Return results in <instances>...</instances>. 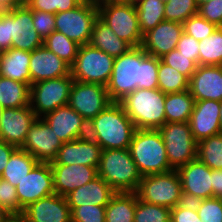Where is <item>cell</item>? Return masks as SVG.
Listing matches in <instances>:
<instances>
[{
  "mask_svg": "<svg viewBox=\"0 0 222 222\" xmlns=\"http://www.w3.org/2000/svg\"><path fill=\"white\" fill-rule=\"evenodd\" d=\"M158 66L159 58L148 55L142 47H132L116 57L106 86L110 100L119 102L136 89L158 88Z\"/></svg>",
  "mask_w": 222,
  "mask_h": 222,
  "instance_id": "1",
  "label": "cell"
},
{
  "mask_svg": "<svg viewBox=\"0 0 222 222\" xmlns=\"http://www.w3.org/2000/svg\"><path fill=\"white\" fill-rule=\"evenodd\" d=\"M136 128L119 102H112L87 125V136L102 150L129 149Z\"/></svg>",
  "mask_w": 222,
  "mask_h": 222,
  "instance_id": "2",
  "label": "cell"
},
{
  "mask_svg": "<svg viewBox=\"0 0 222 222\" xmlns=\"http://www.w3.org/2000/svg\"><path fill=\"white\" fill-rule=\"evenodd\" d=\"M129 151L142 177L173 170L168 162L165 144L158 129H136Z\"/></svg>",
  "mask_w": 222,
  "mask_h": 222,
  "instance_id": "3",
  "label": "cell"
},
{
  "mask_svg": "<svg viewBox=\"0 0 222 222\" xmlns=\"http://www.w3.org/2000/svg\"><path fill=\"white\" fill-rule=\"evenodd\" d=\"M165 97L158 88L136 89L119 103L136 129H159L165 124Z\"/></svg>",
  "mask_w": 222,
  "mask_h": 222,
  "instance_id": "4",
  "label": "cell"
},
{
  "mask_svg": "<svg viewBox=\"0 0 222 222\" xmlns=\"http://www.w3.org/2000/svg\"><path fill=\"white\" fill-rule=\"evenodd\" d=\"M97 171L116 192H136L142 178L129 149L102 150Z\"/></svg>",
  "mask_w": 222,
  "mask_h": 222,
  "instance_id": "5",
  "label": "cell"
},
{
  "mask_svg": "<svg viewBox=\"0 0 222 222\" xmlns=\"http://www.w3.org/2000/svg\"><path fill=\"white\" fill-rule=\"evenodd\" d=\"M136 194L141 201L170 209L184 202L177 170L143 176Z\"/></svg>",
  "mask_w": 222,
  "mask_h": 222,
  "instance_id": "6",
  "label": "cell"
},
{
  "mask_svg": "<svg viewBox=\"0 0 222 222\" xmlns=\"http://www.w3.org/2000/svg\"><path fill=\"white\" fill-rule=\"evenodd\" d=\"M114 61L113 56L85 44L78 49L70 75L75 81L97 83L106 87L112 75Z\"/></svg>",
  "mask_w": 222,
  "mask_h": 222,
  "instance_id": "7",
  "label": "cell"
},
{
  "mask_svg": "<svg viewBox=\"0 0 222 222\" xmlns=\"http://www.w3.org/2000/svg\"><path fill=\"white\" fill-rule=\"evenodd\" d=\"M98 17L132 47H141L143 34L139 29L136 6L111 0L98 7Z\"/></svg>",
  "mask_w": 222,
  "mask_h": 222,
  "instance_id": "8",
  "label": "cell"
},
{
  "mask_svg": "<svg viewBox=\"0 0 222 222\" xmlns=\"http://www.w3.org/2000/svg\"><path fill=\"white\" fill-rule=\"evenodd\" d=\"M162 135L170 167L177 170L197 157V141L189 122L165 123L158 129Z\"/></svg>",
  "mask_w": 222,
  "mask_h": 222,
  "instance_id": "9",
  "label": "cell"
},
{
  "mask_svg": "<svg viewBox=\"0 0 222 222\" xmlns=\"http://www.w3.org/2000/svg\"><path fill=\"white\" fill-rule=\"evenodd\" d=\"M73 82L72 76L67 75L32 84L29 105L36 116L41 118L48 112L68 105Z\"/></svg>",
  "mask_w": 222,
  "mask_h": 222,
  "instance_id": "10",
  "label": "cell"
},
{
  "mask_svg": "<svg viewBox=\"0 0 222 222\" xmlns=\"http://www.w3.org/2000/svg\"><path fill=\"white\" fill-rule=\"evenodd\" d=\"M98 7L80 3L74 9L55 14V31L63 33L80 46L89 44Z\"/></svg>",
  "mask_w": 222,
  "mask_h": 222,
  "instance_id": "11",
  "label": "cell"
},
{
  "mask_svg": "<svg viewBox=\"0 0 222 222\" xmlns=\"http://www.w3.org/2000/svg\"><path fill=\"white\" fill-rule=\"evenodd\" d=\"M111 103L105 86L74 80L68 105L81 115L87 123Z\"/></svg>",
  "mask_w": 222,
  "mask_h": 222,
  "instance_id": "12",
  "label": "cell"
},
{
  "mask_svg": "<svg viewBox=\"0 0 222 222\" xmlns=\"http://www.w3.org/2000/svg\"><path fill=\"white\" fill-rule=\"evenodd\" d=\"M184 201L195 202L213 197V169L197 158L177 169Z\"/></svg>",
  "mask_w": 222,
  "mask_h": 222,
  "instance_id": "13",
  "label": "cell"
},
{
  "mask_svg": "<svg viewBox=\"0 0 222 222\" xmlns=\"http://www.w3.org/2000/svg\"><path fill=\"white\" fill-rule=\"evenodd\" d=\"M19 208L24 211L31 203L55 193L50 163L38 162L17 184Z\"/></svg>",
  "mask_w": 222,
  "mask_h": 222,
  "instance_id": "14",
  "label": "cell"
},
{
  "mask_svg": "<svg viewBox=\"0 0 222 222\" xmlns=\"http://www.w3.org/2000/svg\"><path fill=\"white\" fill-rule=\"evenodd\" d=\"M62 144L50 126L42 118H37L30 126L21 149L39 162L50 163L56 158Z\"/></svg>",
  "mask_w": 222,
  "mask_h": 222,
  "instance_id": "15",
  "label": "cell"
},
{
  "mask_svg": "<svg viewBox=\"0 0 222 222\" xmlns=\"http://www.w3.org/2000/svg\"><path fill=\"white\" fill-rule=\"evenodd\" d=\"M37 118L30 105L4 109L0 121V141L21 148L30 126Z\"/></svg>",
  "mask_w": 222,
  "mask_h": 222,
  "instance_id": "16",
  "label": "cell"
},
{
  "mask_svg": "<svg viewBox=\"0 0 222 222\" xmlns=\"http://www.w3.org/2000/svg\"><path fill=\"white\" fill-rule=\"evenodd\" d=\"M41 118L62 143L87 136L88 123L69 105L48 112Z\"/></svg>",
  "mask_w": 222,
  "mask_h": 222,
  "instance_id": "17",
  "label": "cell"
},
{
  "mask_svg": "<svg viewBox=\"0 0 222 222\" xmlns=\"http://www.w3.org/2000/svg\"><path fill=\"white\" fill-rule=\"evenodd\" d=\"M101 152L102 148L100 145L89 136H85L63 143L58 150L56 158L50 164H79L98 167Z\"/></svg>",
  "mask_w": 222,
  "mask_h": 222,
  "instance_id": "18",
  "label": "cell"
},
{
  "mask_svg": "<svg viewBox=\"0 0 222 222\" xmlns=\"http://www.w3.org/2000/svg\"><path fill=\"white\" fill-rule=\"evenodd\" d=\"M183 24L163 21L143 34L141 47L151 56L161 58L175 50L183 33Z\"/></svg>",
  "mask_w": 222,
  "mask_h": 222,
  "instance_id": "19",
  "label": "cell"
},
{
  "mask_svg": "<svg viewBox=\"0 0 222 222\" xmlns=\"http://www.w3.org/2000/svg\"><path fill=\"white\" fill-rule=\"evenodd\" d=\"M25 222H72L71 209L65 197L56 193L31 203L23 211Z\"/></svg>",
  "mask_w": 222,
  "mask_h": 222,
  "instance_id": "20",
  "label": "cell"
},
{
  "mask_svg": "<svg viewBox=\"0 0 222 222\" xmlns=\"http://www.w3.org/2000/svg\"><path fill=\"white\" fill-rule=\"evenodd\" d=\"M220 110L221 101H195L189 124L193 138L197 142L221 133Z\"/></svg>",
  "mask_w": 222,
  "mask_h": 222,
  "instance_id": "21",
  "label": "cell"
},
{
  "mask_svg": "<svg viewBox=\"0 0 222 222\" xmlns=\"http://www.w3.org/2000/svg\"><path fill=\"white\" fill-rule=\"evenodd\" d=\"M188 90L195 101L222 102V66L198 65L189 79Z\"/></svg>",
  "mask_w": 222,
  "mask_h": 222,
  "instance_id": "22",
  "label": "cell"
},
{
  "mask_svg": "<svg viewBox=\"0 0 222 222\" xmlns=\"http://www.w3.org/2000/svg\"><path fill=\"white\" fill-rule=\"evenodd\" d=\"M71 66L63 61L45 45L30 52L29 72L31 75V85L70 75Z\"/></svg>",
  "mask_w": 222,
  "mask_h": 222,
  "instance_id": "23",
  "label": "cell"
},
{
  "mask_svg": "<svg viewBox=\"0 0 222 222\" xmlns=\"http://www.w3.org/2000/svg\"><path fill=\"white\" fill-rule=\"evenodd\" d=\"M11 48L32 52L43 45V39L33 27L32 10L24 5L11 10Z\"/></svg>",
  "mask_w": 222,
  "mask_h": 222,
  "instance_id": "24",
  "label": "cell"
},
{
  "mask_svg": "<svg viewBox=\"0 0 222 222\" xmlns=\"http://www.w3.org/2000/svg\"><path fill=\"white\" fill-rule=\"evenodd\" d=\"M55 193L65 197L75 188L81 187L98 176V167L86 165L50 164Z\"/></svg>",
  "mask_w": 222,
  "mask_h": 222,
  "instance_id": "25",
  "label": "cell"
},
{
  "mask_svg": "<svg viewBox=\"0 0 222 222\" xmlns=\"http://www.w3.org/2000/svg\"><path fill=\"white\" fill-rule=\"evenodd\" d=\"M116 191L108 185L100 176L95 177L89 183L75 188L65 196L69 207L83 205L106 206Z\"/></svg>",
  "mask_w": 222,
  "mask_h": 222,
  "instance_id": "26",
  "label": "cell"
},
{
  "mask_svg": "<svg viewBox=\"0 0 222 222\" xmlns=\"http://www.w3.org/2000/svg\"><path fill=\"white\" fill-rule=\"evenodd\" d=\"M30 52L10 48L0 54V76L31 86Z\"/></svg>",
  "mask_w": 222,
  "mask_h": 222,
  "instance_id": "27",
  "label": "cell"
},
{
  "mask_svg": "<svg viewBox=\"0 0 222 222\" xmlns=\"http://www.w3.org/2000/svg\"><path fill=\"white\" fill-rule=\"evenodd\" d=\"M89 44L114 58L127 53L132 46L120 39L99 17L94 22Z\"/></svg>",
  "mask_w": 222,
  "mask_h": 222,
  "instance_id": "28",
  "label": "cell"
},
{
  "mask_svg": "<svg viewBox=\"0 0 222 222\" xmlns=\"http://www.w3.org/2000/svg\"><path fill=\"white\" fill-rule=\"evenodd\" d=\"M136 192H116L105 206V222H134Z\"/></svg>",
  "mask_w": 222,
  "mask_h": 222,
  "instance_id": "29",
  "label": "cell"
},
{
  "mask_svg": "<svg viewBox=\"0 0 222 222\" xmlns=\"http://www.w3.org/2000/svg\"><path fill=\"white\" fill-rule=\"evenodd\" d=\"M195 99L189 90L169 93L165 97V123L189 122Z\"/></svg>",
  "mask_w": 222,
  "mask_h": 222,
  "instance_id": "30",
  "label": "cell"
},
{
  "mask_svg": "<svg viewBox=\"0 0 222 222\" xmlns=\"http://www.w3.org/2000/svg\"><path fill=\"white\" fill-rule=\"evenodd\" d=\"M38 162L29 152L17 148L10 156L0 178L16 187Z\"/></svg>",
  "mask_w": 222,
  "mask_h": 222,
  "instance_id": "31",
  "label": "cell"
},
{
  "mask_svg": "<svg viewBox=\"0 0 222 222\" xmlns=\"http://www.w3.org/2000/svg\"><path fill=\"white\" fill-rule=\"evenodd\" d=\"M0 104L4 109L29 106L30 86L0 76Z\"/></svg>",
  "mask_w": 222,
  "mask_h": 222,
  "instance_id": "32",
  "label": "cell"
},
{
  "mask_svg": "<svg viewBox=\"0 0 222 222\" xmlns=\"http://www.w3.org/2000/svg\"><path fill=\"white\" fill-rule=\"evenodd\" d=\"M196 158L210 169H222V133L200 140Z\"/></svg>",
  "mask_w": 222,
  "mask_h": 222,
  "instance_id": "33",
  "label": "cell"
},
{
  "mask_svg": "<svg viewBox=\"0 0 222 222\" xmlns=\"http://www.w3.org/2000/svg\"><path fill=\"white\" fill-rule=\"evenodd\" d=\"M165 4L161 0H145L136 6L139 29L142 34L165 21Z\"/></svg>",
  "mask_w": 222,
  "mask_h": 222,
  "instance_id": "34",
  "label": "cell"
},
{
  "mask_svg": "<svg viewBox=\"0 0 222 222\" xmlns=\"http://www.w3.org/2000/svg\"><path fill=\"white\" fill-rule=\"evenodd\" d=\"M158 89L164 94L183 92L189 89V79L159 58Z\"/></svg>",
  "mask_w": 222,
  "mask_h": 222,
  "instance_id": "35",
  "label": "cell"
},
{
  "mask_svg": "<svg viewBox=\"0 0 222 222\" xmlns=\"http://www.w3.org/2000/svg\"><path fill=\"white\" fill-rule=\"evenodd\" d=\"M199 65L222 66V27L199 41Z\"/></svg>",
  "mask_w": 222,
  "mask_h": 222,
  "instance_id": "36",
  "label": "cell"
},
{
  "mask_svg": "<svg viewBox=\"0 0 222 222\" xmlns=\"http://www.w3.org/2000/svg\"><path fill=\"white\" fill-rule=\"evenodd\" d=\"M43 45L70 66L74 63L80 47L79 44L58 31H53L45 40H43Z\"/></svg>",
  "mask_w": 222,
  "mask_h": 222,
  "instance_id": "37",
  "label": "cell"
},
{
  "mask_svg": "<svg viewBox=\"0 0 222 222\" xmlns=\"http://www.w3.org/2000/svg\"><path fill=\"white\" fill-rule=\"evenodd\" d=\"M134 222H171V209L165 206L150 204L138 198Z\"/></svg>",
  "mask_w": 222,
  "mask_h": 222,
  "instance_id": "38",
  "label": "cell"
},
{
  "mask_svg": "<svg viewBox=\"0 0 222 222\" xmlns=\"http://www.w3.org/2000/svg\"><path fill=\"white\" fill-rule=\"evenodd\" d=\"M198 14L195 0H169L165 3V21L183 24L188 18Z\"/></svg>",
  "mask_w": 222,
  "mask_h": 222,
  "instance_id": "39",
  "label": "cell"
},
{
  "mask_svg": "<svg viewBox=\"0 0 222 222\" xmlns=\"http://www.w3.org/2000/svg\"><path fill=\"white\" fill-rule=\"evenodd\" d=\"M202 222H222V198L212 197L193 202Z\"/></svg>",
  "mask_w": 222,
  "mask_h": 222,
  "instance_id": "40",
  "label": "cell"
},
{
  "mask_svg": "<svg viewBox=\"0 0 222 222\" xmlns=\"http://www.w3.org/2000/svg\"><path fill=\"white\" fill-rule=\"evenodd\" d=\"M217 28L218 26L208 22L199 14L191 16L183 23V31L198 41L209 37Z\"/></svg>",
  "mask_w": 222,
  "mask_h": 222,
  "instance_id": "41",
  "label": "cell"
},
{
  "mask_svg": "<svg viewBox=\"0 0 222 222\" xmlns=\"http://www.w3.org/2000/svg\"><path fill=\"white\" fill-rule=\"evenodd\" d=\"M165 64L174 68L188 79L191 78L192 74L196 71L198 65L189 57L185 56L177 49L165 54L160 58Z\"/></svg>",
  "mask_w": 222,
  "mask_h": 222,
  "instance_id": "42",
  "label": "cell"
},
{
  "mask_svg": "<svg viewBox=\"0 0 222 222\" xmlns=\"http://www.w3.org/2000/svg\"><path fill=\"white\" fill-rule=\"evenodd\" d=\"M80 4L79 0H27L31 10H39L52 14L74 9Z\"/></svg>",
  "mask_w": 222,
  "mask_h": 222,
  "instance_id": "43",
  "label": "cell"
},
{
  "mask_svg": "<svg viewBox=\"0 0 222 222\" xmlns=\"http://www.w3.org/2000/svg\"><path fill=\"white\" fill-rule=\"evenodd\" d=\"M0 206L14 217H21L23 214V211L19 208L16 187L3 179H0Z\"/></svg>",
  "mask_w": 222,
  "mask_h": 222,
  "instance_id": "44",
  "label": "cell"
},
{
  "mask_svg": "<svg viewBox=\"0 0 222 222\" xmlns=\"http://www.w3.org/2000/svg\"><path fill=\"white\" fill-rule=\"evenodd\" d=\"M72 222H105V206L70 207Z\"/></svg>",
  "mask_w": 222,
  "mask_h": 222,
  "instance_id": "45",
  "label": "cell"
},
{
  "mask_svg": "<svg viewBox=\"0 0 222 222\" xmlns=\"http://www.w3.org/2000/svg\"><path fill=\"white\" fill-rule=\"evenodd\" d=\"M32 19L33 27L43 40L55 31V14L32 10Z\"/></svg>",
  "mask_w": 222,
  "mask_h": 222,
  "instance_id": "46",
  "label": "cell"
},
{
  "mask_svg": "<svg viewBox=\"0 0 222 222\" xmlns=\"http://www.w3.org/2000/svg\"><path fill=\"white\" fill-rule=\"evenodd\" d=\"M171 222H202L193 202L184 201L171 209Z\"/></svg>",
  "mask_w": 222,
  "mask_h": 222,
  "instance_id": "47",
  "label": "cell"
},
{
  "mask_svg": "<svg viewBox=\"0 0 222 222\" xmlns=\"http://www.w3.org/2000/svg\"><path fill=\"white\" fill-rule=\"evenodd\" d=\"M198 14L208 22L222 27V0H211L201 5Z\"/></svg>",
  "mask_w": 222,
  "mask_h": 222,
  "instance_id": "48",
  "label": "cell"
},
{
  "mask_svg": "<svg viewBox=\"0 0 222 222\" xmlns=\"http://www.w3.org/2000/svg\"><path fill=\"white\" fill-rule=\"evenodd\" d=\"M176 49L199 65V41L183 32Z\"/></svg>",
  "mask_w": 222,
  "mask_h": 222,
  "instance_id": "49",
  "label": "cell"
},
{
  "mask_svg": "<svg viewBox=\"0 0 222 222\" xmlns=\"http://www.w3.org/2000/svg\"><path fill=\"white\" fill-rule=\"evenodd\" d=\"M11 37V10L3 11L0 15V49L2 51L11 48Z\"/></svg>",
  "mask_w": 222,
  "mask_h": 222,
  "instance_id": "50",
  "label": "cell"
},
{
  "mask_svg": "<svg viewBox=\"0 0 222 222\" xmlns=\"http://www.w3.org/2000/svg\"><path fill=\"white\" fill-rule=\"evenodd\" d=\"M16 149V146L0 141V176L3 173L10 156Z\"/></svg>",
  "mask_w": 222,
  "mask_h": 222,
  "instance_id": "51",
  "label": "cell"
},
{
  "mask_svg": "<svg viewBox=\"0 0 222 222\" xmlns=\"http://www.w3.org/2000/svg\"><path fill=\"white\" fill-rule=\"evenodd\" d=\"M213 197L222 198V169H213Z\"/></svg>",
  "mask_w": 222,
  "mask_h": 222,
  "instance_id": "52",
  "label": "cell"
},
{
  "mask_svg": "<svg viewBox=\"0 0 222 222\" xmlns=\"http://www.w3.org/2000/svg\"><path fill=\"white\" fill-rule=\"evenodd\" d=\"M27 4V0H0V8L3 11H9Z\"/></svg>",
  "mask_w": 222,
  "mask_h": 222,
  "instance_id": "53",
  "label": "cell"
},
{
  "mask_svg": "<svg viewBox=\"0 0 222 222\" xmlns=\"http://www.w3.org/2000/svg\"><path fill=\"white\" fill-rule=\"evenodd\" d=\"M14 216L0 206V222H9Z\"/></svg>",
  "mask_w": 222,
  "mask_h": 222,
  "instance_id": "54",
  "label": "cell"
},
{
  "mask_svg": "<svg viewBox=\"0 0 222 222\" xmlns=\"http://www.w3.org/2000/svg\"><path fill=\"white\" fill-rule=\"evenodd\" d=\"M111 0H80V3L100 7Z\"/></svg>",
  "mask_w": 222,
  "mask_h": 222,
  "instance_id": "55",
  "label": "cell"
},
{
  "mask_svg": "<svg viewBox=\"0 0 222 222\" xmlns=\"http://www.w3.org/2000/svg\"><path fill=\"white\" fill-rule=\"evenodd\" d=\"M120 1L128 3L132 6H137L138 4H140L141 2H143L145 0H120Z\"/></svg>",
  "mask_w": 222,
  "mask_h": 222,
  "instance_id": "56",
  "label": "cell"
},
{
  "mask_svg": "<svg viewBox=\"0 0 222 222\" xmlns=\"http://www.w3.org/2000/svg\"><path fill=\"white\" fill-rule=\"evenodd\" d=\"M195 1H196L198 8H199L201 5L206 4V3L210 2L211 0H195Z\"/></svg>",
  "mask_w": 222,
  "mask_h": 222,
  "instance_id": "57",
  "label": "cell"
},
{
  "mask_svg": "<svg viewBox=\"0 0 222 222\" xmlns=\"http://www.w3.org/2000/svg\"><path fill=\"white\" fill-rule=\"evenodd\" d=\"M9 222H25L21 217H13Z\"/></svg>",
  "mask_w": 222,
  "mask_h": 222,
  "instance_id": "58",
  "label": "cell"
},
{
  "mask_svg": "<svg viewBox=\"0 0 222 222\" xmlns=\"http://www.w3.org/2000/svg\"><path fill=\"white\" fill-rule=\"evenodd\" d=\"M220 125H221V133H222V102H221V110H220Z\"/></svg>",
  "mask_w": 222,
  "mask_h": 222,
  "instance_id": "59",
  "label": "cell"
},
{
  "mask_svg": "<svg viewBox=\"0 0 222 222\" xmlns=\"http://www.w3.org/2000/svg\"><path fill=\"white\" fill-rule=\"evenodd\" d=\"M3 110H4V108H3V106L0 104V121H1V116H2Z\"/></svg>",
  "mask_w": 222,
  "mask_h": 222,
  "instance_id": "60",
  "label": "cell"
},
{
  "mask_svg": "<svg viewBox=\"0 0 222 222\" xmlns=\"http://www.w3.org/2000/svg\"><path fill=\"white\" fill-rule=\"evenodd\" d=\"M164 4L167 3L169 0H161Z\"/></svg>",
  "mask_w": 222,
  "mask_h": 222,
  "instance_id": "61",
  "label": "cell"
}]
</instances>
